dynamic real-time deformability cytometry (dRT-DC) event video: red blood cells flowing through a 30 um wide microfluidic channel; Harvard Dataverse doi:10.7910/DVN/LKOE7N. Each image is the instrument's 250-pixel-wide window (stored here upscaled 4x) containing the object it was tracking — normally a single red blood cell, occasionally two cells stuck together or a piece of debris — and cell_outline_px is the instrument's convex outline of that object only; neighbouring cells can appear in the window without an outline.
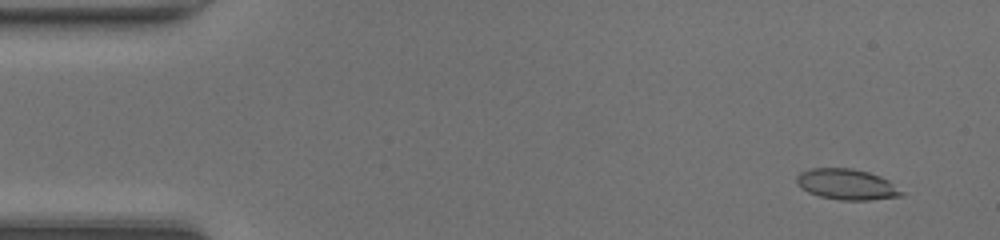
{"species": "common noctule bat (a hibernating species)", "species_latin": "Nyctalus noctula", "temperature_condition": "room temperature", "stored_images_in_passage": 47, "camera_frame_rate_fps": 3000, "um_per_image_px": 0.085, "animal": {"sex": "female", "body_mass_g": 20.0, "forearm_length_mm": 54.0}, "frame": {"image": 1, "passage_image": 3, "time_ms": 0.667, "image_size_px": [1000, 240], "cell_outline_px": [[904, 196], [868, 200], [840, 200], [820, 196], [808, 192], [800, 188], [796, 184], [796, 176], [800, 172], [812, 168], [852, 168], [868, 172], [880, 176], [888, 180], [904, 192]], "centroid_in_image_um": [71.96, 15.67], "position_along_channel_um": 13.0, "area_um2": 18.9}}
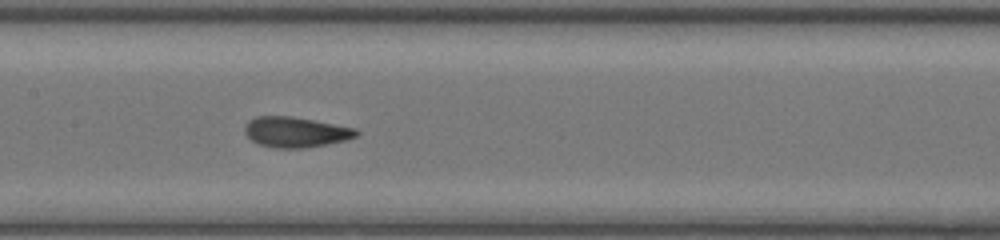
{"frame": {"image": 2, "passage_image": 23, "time_ms": 7.333, "image_size_px": [1000, 240], "cell_outline_px": [[360, 132], [356, 136], [348, 140], [300, 148], [276, 148], [260, 144], [252, 140], [244, 132], [244, 128], [248, 120], [256, 116], [292, 116], [356, 128]], "centroid_in_image_um": [25.13, 11.21], "position_along_channel_um": 182.3, "area_um2": 19.65}}
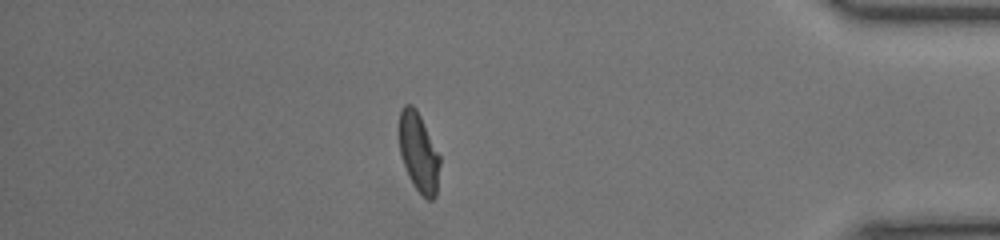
{"frame": {"image": 3, "passage_image": 41, "time_ms": 13.333, "image_size_px": [1000, 240], "cell_outline_px": [[440, 164], [436, 196], [432, 200], [428, 200], [416, 188], [408, 176], [400, 152], [400, 108], [404, 104], [412, 104], [416, 108], [440, 156]], "centroid_in_image_um": [35.6, 12.95], "position_along_channel_um": 399.6, "area_um2": 18.5}, "authors_computed_cell_mechanics": {"area_um2": 19.4786, "velocity_mm_per_s": 4.326, "shape_relaxation_time_tau1_ms": 6.5979, "shape_relaxation_time_tau2_ms": 0.8296, "deformation_change_tau1": 0.2056, "deformation_change_tau2": 0.0694}}